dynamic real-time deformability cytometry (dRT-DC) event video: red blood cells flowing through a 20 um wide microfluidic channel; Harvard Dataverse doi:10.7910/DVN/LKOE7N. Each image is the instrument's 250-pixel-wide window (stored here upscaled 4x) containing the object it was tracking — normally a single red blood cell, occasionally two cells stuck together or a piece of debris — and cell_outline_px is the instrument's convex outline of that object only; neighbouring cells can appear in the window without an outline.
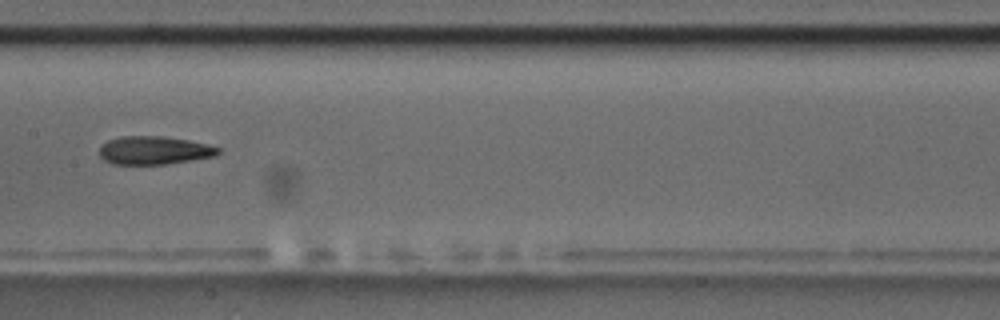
{"species": "common noctule bat (a hibernating species)", "species_latin": "Nyctalus noctula", "temperature_condition": "room temperature", "stored_images_in_passage": 9, "camera_frame_rate_fps": 3000, "um_per_image_px": 0.085, "animal": {"sex": "male", "body_mass_g": 17.5, "forearm_length_mm": 52.3}, "frame": {"image": 1, "passage_image": 7, "time_ms": 6.667, "image_size_px": [1000, 320], "cell_outline_px": [[220, 152], [216, 156], [192, 160], [164, 164], [112, 164], [104, 160], [100, 156], [100, 144], [108, 140], [120, 136], [164, 136], [188, 140], [208, 144], [220, 148]], "centroid_in_image_um": [13.09, 12.77], "position_along_channel_um": 194.3, "area_um2": 19.65}}
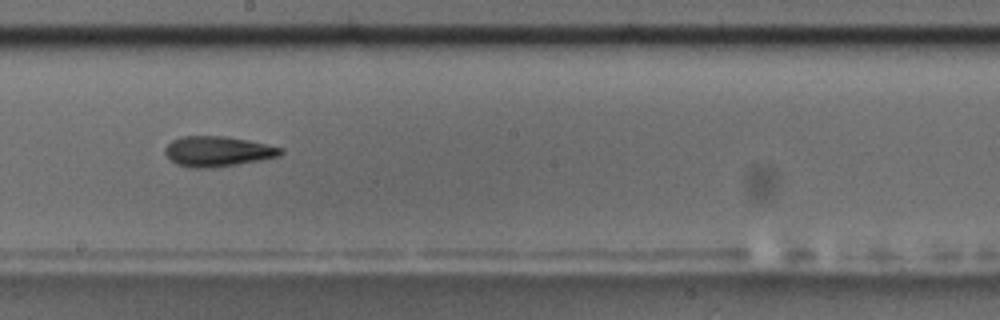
{"frame": {"image": 2, "passage_image": 8, "time_ms": 7.667, "image_size_px": [1000, 320], "cell_outline_px": [[284, 152], [280, 156], [260, 160], [212, 168], [192, 168], [176, 164], [164, 152], [164, 148], [172, 140], [180, 136], [224, 136], [248, 140], [284, 148]], "centroid_in_image_um": [18.51, 12.86], "position_along_channel_um": 229.7, "area_um2": 20.4}}
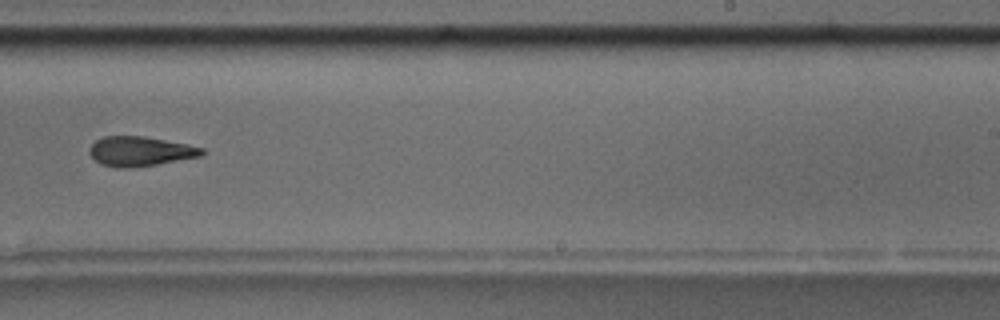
{"frame": {"image": 3, "passage_image": 9, "time_ms": 9.0, "image_size_px": [1000, 320], "cell_outline_px": [[204, 152], [200, 156], [156, 164], [128, 168], [116, 168], [100, 164], [88, 152], [88, 148], [96, 140], [104, 136], [144, 136], [188, 144], [204, 148]], "centroid_in_image_um": [11.88, 12.85], "position_along_channel_um": 277.1, "area_um2": 19.36}}